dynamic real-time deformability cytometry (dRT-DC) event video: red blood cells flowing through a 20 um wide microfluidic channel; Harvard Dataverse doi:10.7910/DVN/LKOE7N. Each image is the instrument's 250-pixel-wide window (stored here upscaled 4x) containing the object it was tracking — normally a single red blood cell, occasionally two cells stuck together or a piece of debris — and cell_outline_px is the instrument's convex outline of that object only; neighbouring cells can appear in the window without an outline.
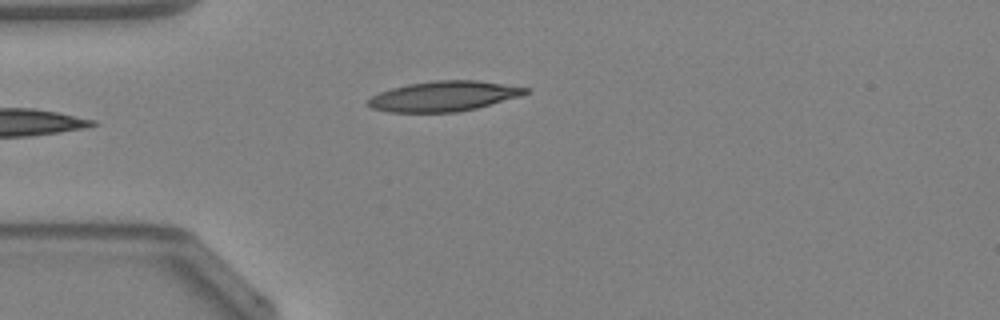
{"species": "Egyptian fruit bat (a non-hibernating species)", "species_latin": "Rousettus aegyptiacus", "temperature_condition": "warm", "stored_images_in_passage": 32, "camera_frame_rate_fps": 3000, "um_per_image_px": 0.085, "animal": {"sex": "female"}, "frame": {"image": 1, "passage_image": 1, "time_ms": 0.0, "image_size_px": [1000, 320], "cell_outline_px": [[528, 92], [520, 96], [476, 108], [456, 112], [388, 112], [372, 108], [364, 104], [364, 100], [380, 92], [392, 88], [408, 84], [436, 80], [476, 80], [528, 88]], "centroid_in_image_um": [37.64, 8.18], "position_along_channel_um": 47.4, "area_um2": 27.51}}
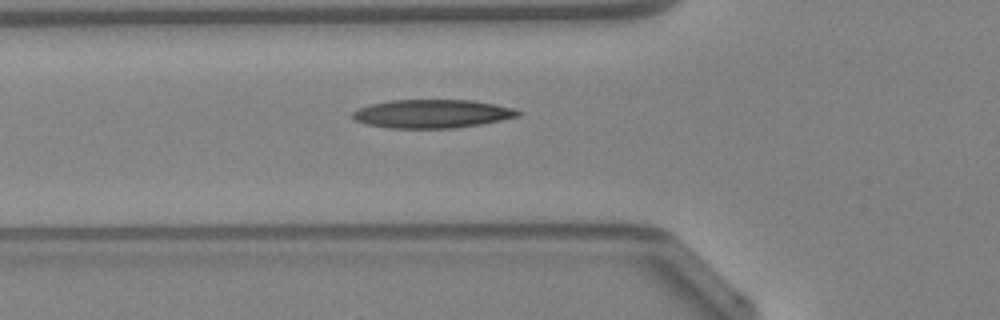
{"frame": {"image": 2, "passage_image": 5, "time_ms": 1.333, "image_size_px": [1000, 320], "cell_outline_px": [[520, 116], [480, 124], [452, 128], [388, 128], [368, 124], [356, 120], [352, 116], [352, 112], [360, 108], [372, 104], [388, 100], [468, 100], [496, 104], [512, 108], [520, 112]], "centroid_in_image_um": [36.72, 9.67], "position_along_channel_um": 89.1, "area_um2": 27.17}, "authors_computed_cell_mechanics": {"area_um2": 26.7325, "velocity_mm_per_s": 4.2951, "shape_relaxation_time_tau1_ms": null, "shape_relaxation_time_tau2_ms": 8.5833, "deformation_change_tau1": null, "deformation_change_tau2": 0.2438}}